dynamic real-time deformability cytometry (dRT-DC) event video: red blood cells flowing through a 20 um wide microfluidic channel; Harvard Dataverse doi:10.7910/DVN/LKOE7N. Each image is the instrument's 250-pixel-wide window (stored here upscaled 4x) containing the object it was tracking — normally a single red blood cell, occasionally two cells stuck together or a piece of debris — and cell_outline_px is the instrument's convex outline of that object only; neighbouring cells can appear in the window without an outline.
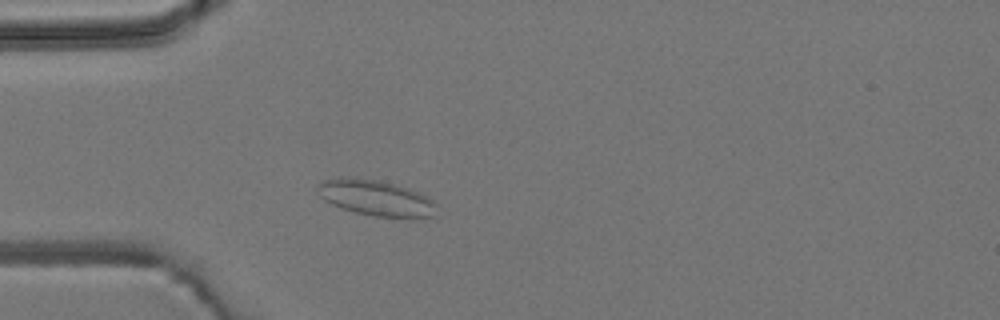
{"species": "common noctule bat (a hibernating species)", "species_latin": "Nyctalus noctula", "temperature_condition": "room temperature", "stored_images_in_passage": 3, "camera_frame_rate_fps": 3000, "um_per_image_px": 0.085, "animal": {"sex": "male", "body_mass_g": 19.2, "forearm_length_mm": 51.8}, "frame": {"image": 1, "passage_image": 3, "time_ms": 2.333, "image_size_px": [1000, 320], "cell_outline_px": [[436, 216], [412, 220], [376, 216], [356, 212], [332, 204], [324, 200], [320, 196], [316, 188], [316, 184], [324, 180], [336, 176], [380, 180], [396, 184], [420, 192], [428, 196], [436, 204]], "centroid_in_image_um": [32.01, 16.84], "position_along_channel_um": 53.0, "area_um2": 25.49}}